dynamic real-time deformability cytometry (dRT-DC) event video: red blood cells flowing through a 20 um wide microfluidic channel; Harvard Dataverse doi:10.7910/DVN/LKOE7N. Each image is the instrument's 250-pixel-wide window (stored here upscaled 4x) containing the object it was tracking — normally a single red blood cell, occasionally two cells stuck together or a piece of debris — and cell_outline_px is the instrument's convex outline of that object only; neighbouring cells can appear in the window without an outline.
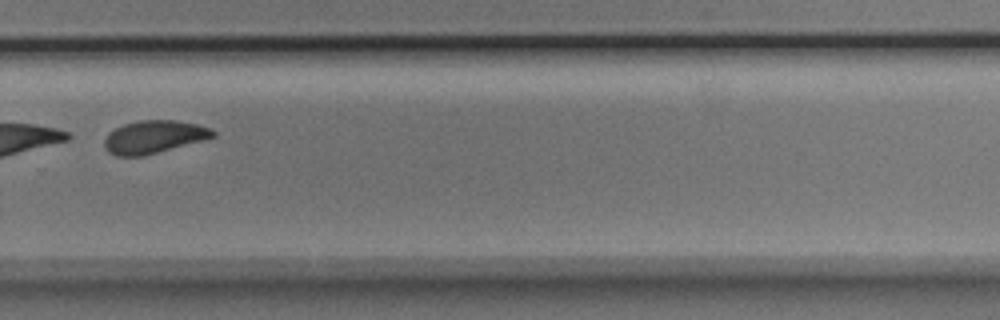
{"species": "Egyptian fruit bat (a non-hibernating species)", "species_latin": "Rousettus aegyptiacus", "temperature_condition": "room temperature", "stored_images_in_passage": 37, "camera_frame_rate_fps": 3000, "um_per_image_px": 0.085, "animal": {"sex": "male"}, "frame": {"image": 1, "passage_image": 22, "time_ms": 7.0, "image_size_px": [1000, 320], "cell_outline_px": [[216, 136], [204, 140], [140, 156], [116, 156], [108, 152], [104, 144], [104, 140], [108, 132], [124, 124], [140, 120], [172, 120], [196, 124], [212, 128], [216, 132]], "centroid_in_image_um": [13.08, 11.63], "position_along_channel_um": 316.7, "area_um2": 20.58}}
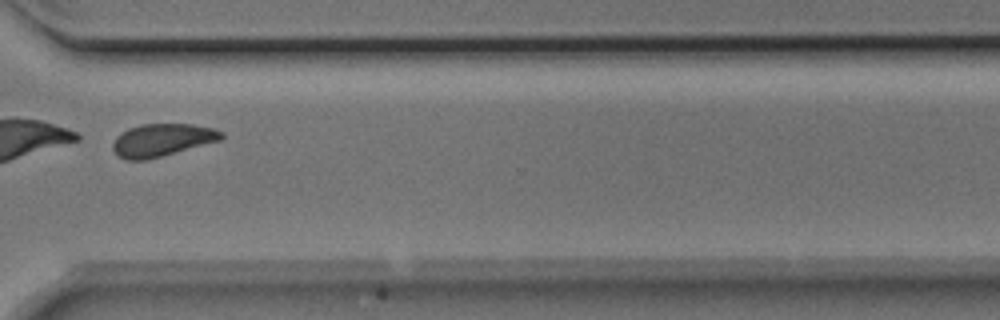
{"frame": {"image": 2, "passage_image": 25, "time_ms": 8.0, "image_size_px": [1000, 320], "cell_outline_px": [[224, 136], [220, 140], [148, 160], [124, 160], [116, 156], [112, 148], [112, 144], [116, 136], [120, 132], [128, 128], [140, 124], [192, 124], [212, 128], [224, 132]], "centroid_in_image_um": [13.72, 11.91], "position_along_channel_um": 356.9, "area_um2": 20.87}}